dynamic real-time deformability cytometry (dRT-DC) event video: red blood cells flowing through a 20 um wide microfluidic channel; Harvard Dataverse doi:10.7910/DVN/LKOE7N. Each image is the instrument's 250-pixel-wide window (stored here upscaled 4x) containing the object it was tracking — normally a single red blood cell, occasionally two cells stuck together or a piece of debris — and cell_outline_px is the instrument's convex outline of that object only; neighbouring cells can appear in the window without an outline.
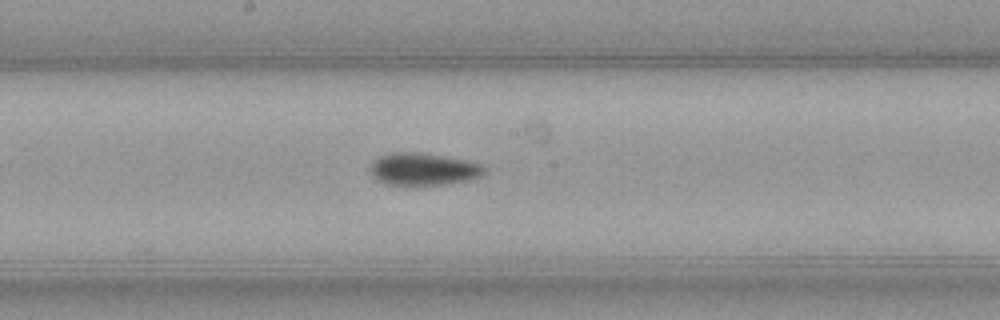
{"species": "common noctule bat (a hibernating species)", "species_latin": "Nyctalus noctula", "temperature_condition": "warm", "stored_images_in_passage": 23, "camera_frame_rate_fps": 3000, "um_per_image_px": 0.085, "animal": {"sex": "female", "body_mass_g": 21.9}, "frame": {"image": 1, "passage_image": 17, "time_ms": 5.333, "image_size_px": [1000, 320], "cell_outline_px": [[488, 172], [472, 180], [448, 184], [388, 184], [372, 176], [368, 172], [368, 168], [372, 160], [380, 156], [392, 152], [424, 152], [484, 164]], "centroid_in_image_um": [36.01, 14.36], "position_along_channel_um": 212.2, "area_um2": 21.79}}